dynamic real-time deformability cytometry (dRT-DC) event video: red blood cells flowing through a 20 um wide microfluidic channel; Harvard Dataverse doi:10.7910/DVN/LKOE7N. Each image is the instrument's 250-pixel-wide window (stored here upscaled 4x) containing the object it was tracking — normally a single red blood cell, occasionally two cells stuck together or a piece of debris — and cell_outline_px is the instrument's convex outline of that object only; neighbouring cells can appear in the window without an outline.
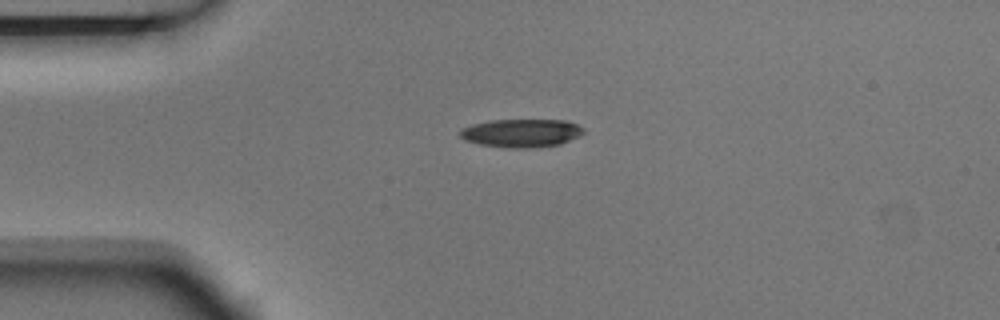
{"species": "Egyptian fruit bat (a non-hibernating species)", "species_latin": "Rousettus aegyptiacus", "temperature_condition": "room temperature", "stored_images_in_passage": 8, "camera_frame_rate_fps": 3000, "um_per_image_px": 0.085, "animal": {"sex": "male"}, "frame": {"image": 1, "passage_image": 2, "time_ms": 0.333, "image_size_px": [1000, 320], "cell_outline_px": [[584, 132], [580, 136], [560, 144], [524, 148], [508, 148], [480, 144], [464, 140], [460, 136], [460, 128], [472, 124], [492, 120], [568, 120], [584, 128]], "centroid_in_image_um": [44.31, 11.3], "position_along_channel_um": 40.7, "area_um2": 20.35}}
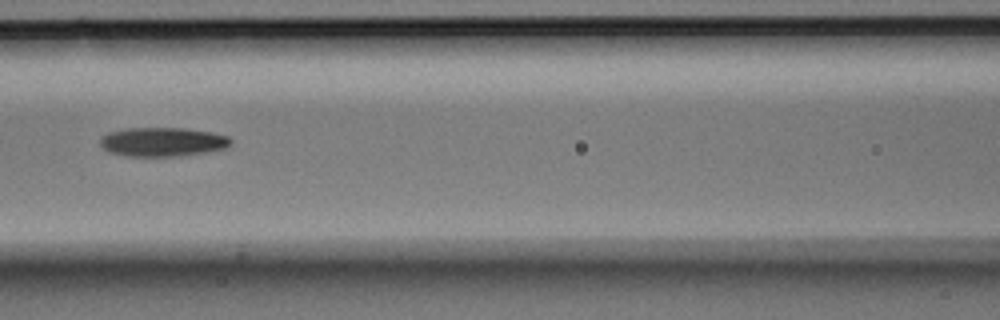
{"frame": {"image": 2, "passage_image": 5, "time_ms": 1.333, "image_size_px": [1000, 320], "cell_outline_px": [[232, 140], [228, 148], [208, 152], [180, 156], [128, 156], [108, 152], [100, 144], [100, 136], [108, 132], [124, 128], [184, 128], [212, 132], [228, 136]], "centroid_in_image_um": [13.82, 12.06], "position_along_channel_um": 152.8, "area_um2": 22.37}}
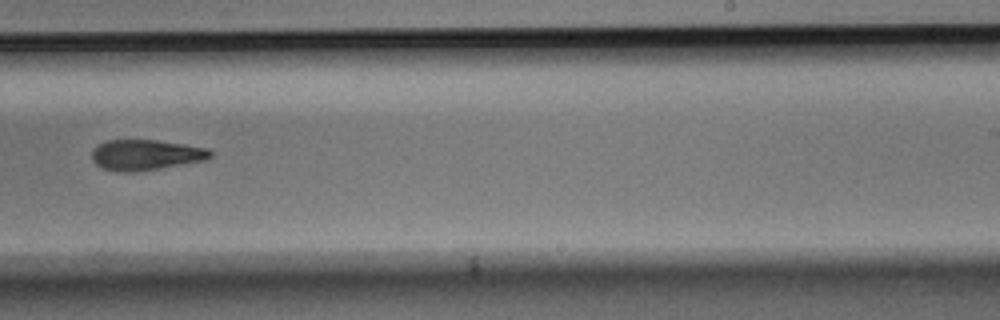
{"frame": {"image": 3, "passage_image": 8, "time_ms": 2.333, "image_size_px": [1000, 320], "cell_outline_px": [[212, 156], [208, 160], [160, 168], [132, 172], [116, 172], [104, 168], [96, 164], [92, 160], [92, 152], [104, 140], [156, 140], [184, 144], [208, 148], [212, 152]], "centroid_in_image_um": [12.42, 13.17], "position_along_channel_um": 276.6, "area_um2": 21.1}}